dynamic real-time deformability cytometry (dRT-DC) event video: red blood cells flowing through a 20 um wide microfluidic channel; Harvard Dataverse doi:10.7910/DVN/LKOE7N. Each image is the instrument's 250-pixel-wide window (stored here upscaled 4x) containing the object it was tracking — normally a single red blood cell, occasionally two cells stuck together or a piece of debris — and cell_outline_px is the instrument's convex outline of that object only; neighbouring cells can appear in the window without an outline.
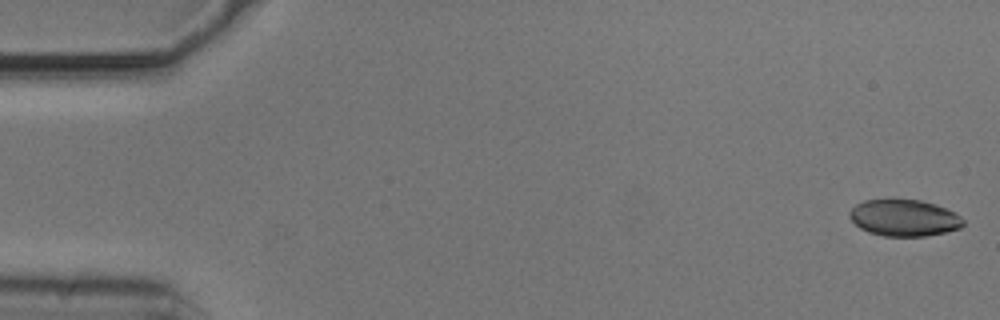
{"species": "common noctule bat (a hibernating species)", "species_latin": "Nyctalus noctula", "temperature_condition": "cold", "stored_images_in_passage": 12, "camera_frame_rate_fps": 3000, "um_per_image_px": 0.085, "animal": {"sex": "male", "body_mass_g": 20.5, "forearm_length_mm": 52.5}, "frame": {"image": 1, "passage_image": 1, "time_ms": 0.0, "image_size_px": [1000, 320], "cell_outline_px": [[964, 224], [960, 228], [928, 236], [884, 236], [868, 232], [860, 228], [848, 216], [848, 212], [856, 204], [864, 200], [892, 196], [920, 200], [936, 204], [956, 212], [964, 220]], "centroid_in_image_um": [76.83, 18.47], "position_along_channel_um": 8.2, "area_um2": 25.09}}